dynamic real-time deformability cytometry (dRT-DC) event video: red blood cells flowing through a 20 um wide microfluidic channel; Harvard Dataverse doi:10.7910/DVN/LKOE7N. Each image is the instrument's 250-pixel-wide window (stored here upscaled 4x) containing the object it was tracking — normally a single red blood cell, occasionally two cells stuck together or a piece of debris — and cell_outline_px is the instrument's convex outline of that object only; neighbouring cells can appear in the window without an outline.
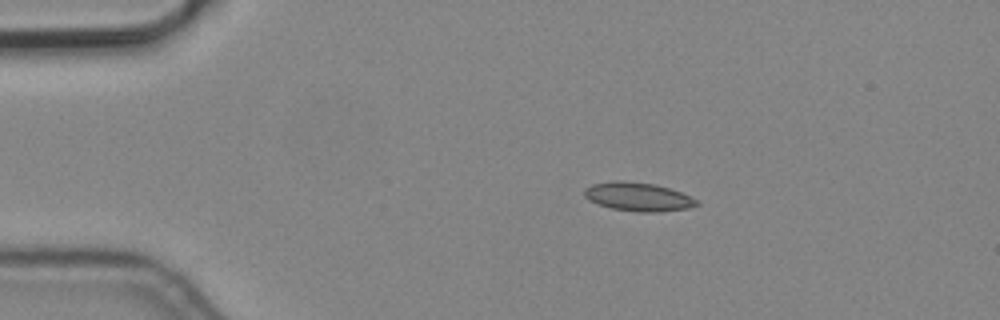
{"species": "common noctule bat (a hibernating species)", "species_latin": "Nyctalus noctula", "temperature_condition": "cold", "stored_images_in_passage": 3, "camera_frame_rate_fps": 3000, "um_per_image_px": 0.085, "animal": {"sex": "male", "body_mass_g": 19.2, "forearm_length_mm": 51.8}, "frame": {"image": 1, "passage_image": 2, "time_ms": 0.333, "image_size_px": [1000, 320], "cell_outline_px": [[700, 204], [688, 208], [660, 212], [636, 212], [612, 208], [588, 200], [584, 196], [584, 188], [592, 184], [612, 180], [624, 180], [656, 184], [680, 192], [696, 200]], "centroid_in_image_um": [54.2, 16.71], "position_along_channel_um": 30.8, "area_um2": 18.79}}